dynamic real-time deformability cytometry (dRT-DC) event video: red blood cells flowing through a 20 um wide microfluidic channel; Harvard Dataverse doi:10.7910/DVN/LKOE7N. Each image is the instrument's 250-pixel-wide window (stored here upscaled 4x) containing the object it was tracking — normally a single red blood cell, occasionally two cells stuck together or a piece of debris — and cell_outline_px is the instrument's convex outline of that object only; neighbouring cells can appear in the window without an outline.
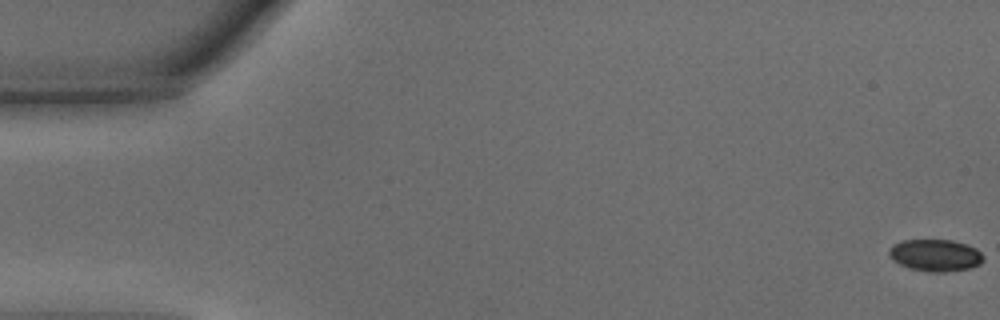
{"species": "common noctule bat (a hibernating species)", "species_latin": "Nyctalus noctula", "temperature_condition": "warm", "stored_images_in_passage": 48, "camera_frame_rate_fps": 3000, "um_per_image_px": 0.085, "animal": {"sex": "male", "body_mass_g": 15.6}, "frame": {"image": 1, "passage_image": 1, "time_ms": 0.0, "image_size_px": [1000, 320], "cell_outline_px": [[984, 260], [980, 264], [968, 268], [944, 272], [932, 272], [908, 268], [900, 264], [888, 252], [888, 248], [892, 244], [900, 240], [952, 240], [968, 244], [976, 248], [984, 256]], "centroid_in_image_um": [79.52, 21.68], "position_along_channel_um": 5.5, "area_um2": 17.57}}
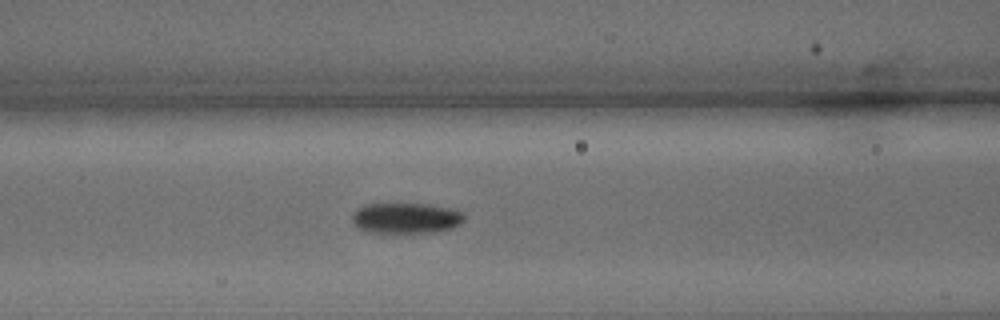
{"frame": {"image": 2, "passage_image": 20, "time_ms": 6.333, "image_size_px": [1000, 320], "cell_outline_px": [[464, 220], [460, 224], [452, 228], [432, 232], [368, 232], [356, 228], [352, 220], [352, 216], [356, 208], [364, 204], [400, 200], [428, 204], [448, 208], [464, 212]], "centroid_in_image_um": [34.45, 18.47], "position_along_channel_um": 132.2, "area_um2": 20.92}}
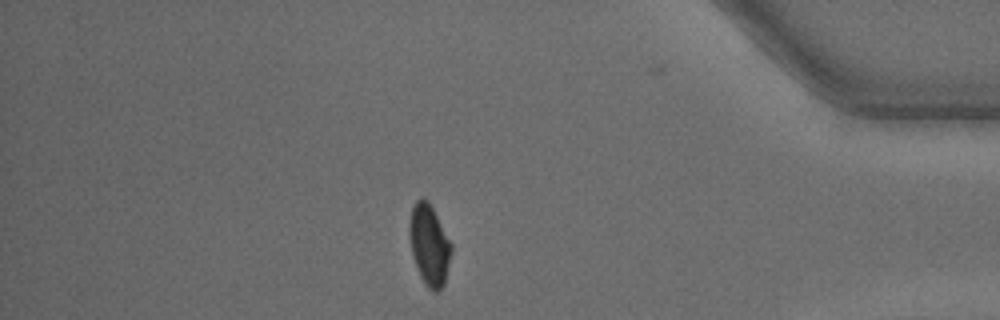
{"frame": {"image": 3, "passage_image": 41, "time_ms": 13.333, "image_size_px": [1000, 320], "cell_outline_px": [[452, 252], [444, 284], [436, 292], [432, 292], [424, 284], [416, 268], [412, 256], [408, 232], [408, 224], [412, 204], [420, 196], [424, 196], [428, 200], [452, 244]], "centroid_in_image_um": [36.46, 20.79], "position_along_channel_um": 398.7, "area_um2": 20.17}, "authors_computed_cell_mechanics": {"area_um2": 19.7676, "velocity_mm_per_s": 4.3279, "shape_relaxation_time_tau1_ms": 5.8879, "shape_relaxation_time_tau2_ms": 4.6894, "deformation_change_tau1": 0.1713, "deformation_change_tau2": 0.1059}}